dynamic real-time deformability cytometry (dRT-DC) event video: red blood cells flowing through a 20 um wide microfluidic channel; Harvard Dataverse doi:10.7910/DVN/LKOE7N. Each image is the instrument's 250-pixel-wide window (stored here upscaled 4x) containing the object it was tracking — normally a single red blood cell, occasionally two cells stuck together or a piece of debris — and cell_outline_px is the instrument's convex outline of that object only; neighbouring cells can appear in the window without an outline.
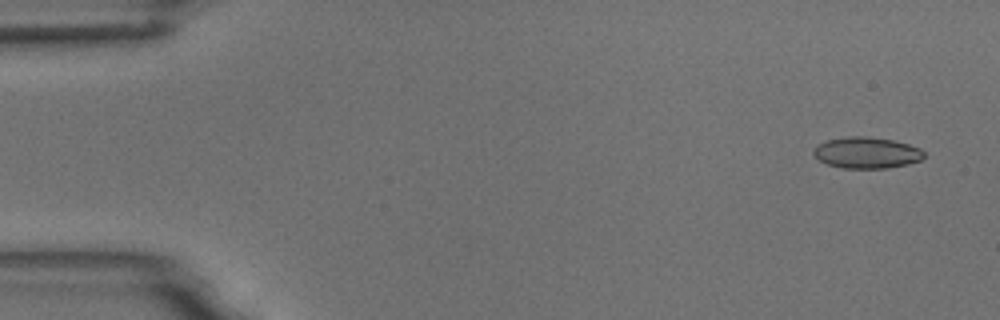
{"species": "common noctule bat (a hibernating species)", "species_latin": "Nyctalus noctula", "temperature_condition": "room temperature", "stored_images_in_passage": 4, "camera_frame_rate_fps": 3000, "um_per_image_px": 0.085, "animal": {"sex": "male", "body_mass_g": 18.8}, "frame": {"image": 1, "passage_image": 1, "time_ms": 0.0, "image_size_px": [1000, 320], "cell_outline_px": [[924, 156], [920, 160], [908, 164], [888, 168], [844, 168], [828, 164], [820, 160], [812, 152], [816, 144], [828, 140], [848, 136], [864, 136], [892, 140], [908, 144], [920, 148], [924, 152]], "centroid_in_image_um": [73.66, 12.98], "position_along_channel_um": 11.3, "area_um2": 20.0}}
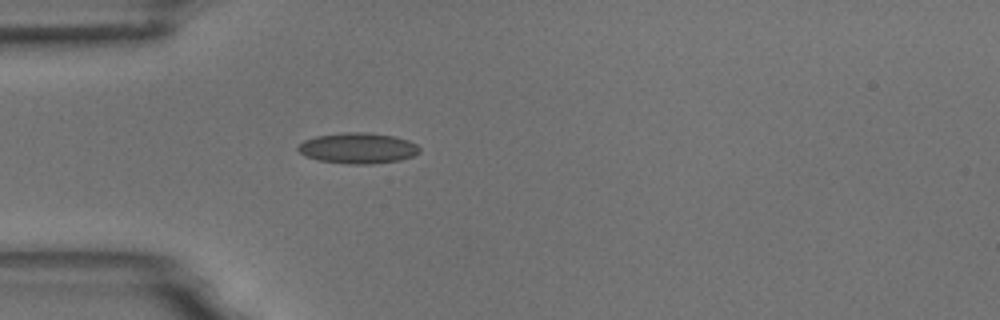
{"frame": {"image": 2, "passage_image": 4, "time_ms": 4.333, "image_size_px": [1000, 320], "cell_outline_px": [[420, 152], [412, 156], [400, 160], [372, 164], [348, 164], [320, 160], [304, 156], [296, 148], [304, 140], [316, 136], [344, 132], [368, 132], [396, 136], [408, 140], [416, 144], [420, 148]], "centroid_in_image_um": [30.43, 12.59], "position_along_channel_um": 54.6, "area_um2": 21.85}}